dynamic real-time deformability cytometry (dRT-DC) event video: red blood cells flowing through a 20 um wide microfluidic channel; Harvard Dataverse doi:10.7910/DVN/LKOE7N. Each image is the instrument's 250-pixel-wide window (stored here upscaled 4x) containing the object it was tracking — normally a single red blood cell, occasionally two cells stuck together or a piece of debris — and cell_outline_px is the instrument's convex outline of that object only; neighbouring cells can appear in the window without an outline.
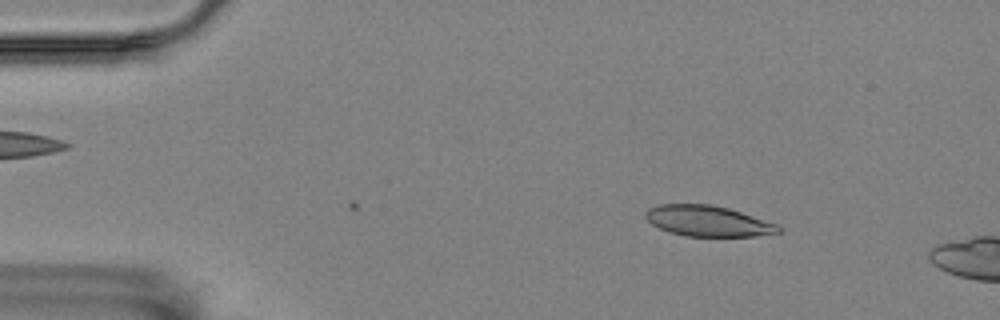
{"species": "Egyptian fruit bat (a non-hibernating species)", "species_latin": "Rousettus aegyptiacus", "temperature_condition": "room temperature", "stored_images_in_passage": 3, "camera_frame_rate_fps": 3000, "um_per_image_px": 0.085, "animal": {"sex": "female"}, "frame": {"image": 1, "passage_image": 3, "time_ms": 0.667, "image_size_px": [1000, 320], "cell_outline_px": [[780, 232], [756, 236], [684, 236], [668, 232], [652, 224], [644, 216], [644, 212], [648, 208], [656, 204], [708, 204], [728, 208], [776, 224], [780, 228]], "centroid_in_image_um": [60.1, 18.78], "position_along_channel_um": 24.9, "area_um2": 23.64}}